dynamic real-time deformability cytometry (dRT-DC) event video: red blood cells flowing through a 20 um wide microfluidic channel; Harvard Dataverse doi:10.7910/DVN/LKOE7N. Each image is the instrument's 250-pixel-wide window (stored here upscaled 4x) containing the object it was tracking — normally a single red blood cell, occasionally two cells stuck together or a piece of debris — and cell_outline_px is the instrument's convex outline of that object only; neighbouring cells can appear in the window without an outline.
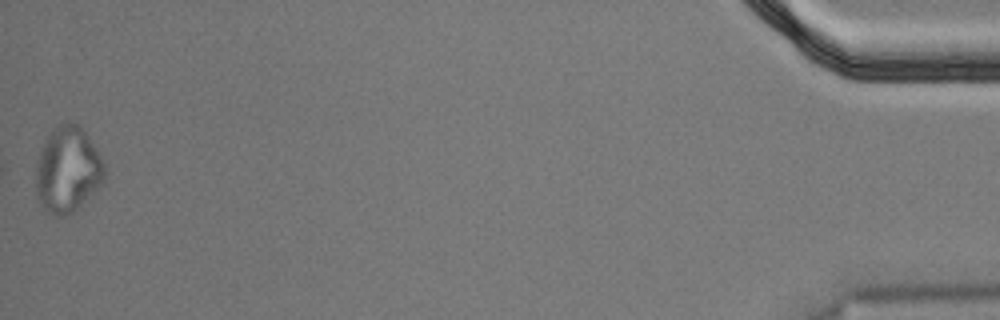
{"species": "Egyptian fruit bat (a non-hibernating species)", "species_latin": "Rousettus aegyptiacus", "temperature_condition": "cold", "stored_images_in_passage": 41, "segment_of_instrument_passage": [2, 2], "camera_frame_rate_fps": 3000, "um_per_image_px": 0.085, "animal": {"sex": "male"}, "frame": {"image": 1, "passage_image": 41, "time_ms": 13.333, "image_size_px": [1000, 320], "cell_outline_px": [[104, 176], [100, 188], [72, 212], [64, 216], [52, 216], [40, 204], [36, 196], [36, 164], [40, 152], [52, 128], [60, 124], [80, 124], [104, 160]], "centroid_in_image_um": [5.75, 14.45], "position_along_channel_um": 429.4, "area_um2": 34.28}}